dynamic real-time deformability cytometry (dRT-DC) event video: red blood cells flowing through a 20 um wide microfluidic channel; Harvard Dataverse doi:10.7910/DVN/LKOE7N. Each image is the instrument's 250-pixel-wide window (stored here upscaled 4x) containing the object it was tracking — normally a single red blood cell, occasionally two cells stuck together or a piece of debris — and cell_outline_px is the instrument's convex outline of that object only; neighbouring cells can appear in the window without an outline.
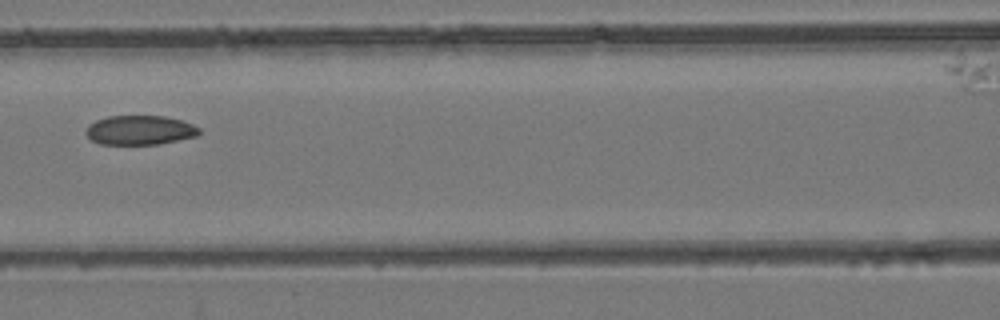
{"species": "common noctule bat (a hibernating species)", "species_latin": "Nyctalus noctula", "temperature_condition": "room temperature", "stored_images_in_passage": 6, "camera_frame_rate_fps": 3000, "um_per_image_px": 0.085, "animal": {"sex": "female", "body_mass_g": 24.6, "forearm_length_mm": 56.2}, "frame": {"image": 1, "passage_image": 6, "time_ms": 5.667, "image_size_px": [1000, 320], "cell_outline_px": [[200, 132], [196, 136], [160, 144], [100, 144], [92, 140], [84, 132], [88, 124], [96, 120], [108, 116], [164, 116], [184, 120], [200, 128]], "centroid_in_image_um": [11.88, 11.05], "position_along_channel_um": 154.7, "area_um2": 19.48}}